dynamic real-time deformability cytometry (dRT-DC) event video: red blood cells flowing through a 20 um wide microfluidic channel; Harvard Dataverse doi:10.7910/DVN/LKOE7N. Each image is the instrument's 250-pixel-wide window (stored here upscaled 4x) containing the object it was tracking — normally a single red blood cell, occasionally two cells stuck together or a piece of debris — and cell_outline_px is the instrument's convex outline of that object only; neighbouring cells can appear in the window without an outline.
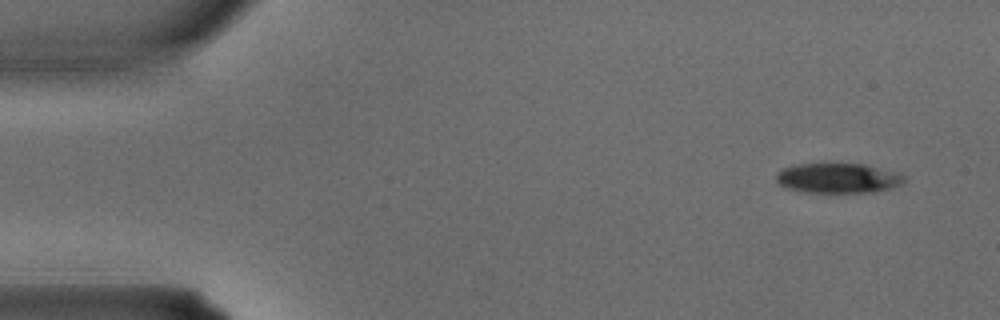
{"species": "common noctule bat (a hibernating species)", "species_latin": "Nyctalus noctula", "temperature_condition": "warm", "stored_images_in_passage": 3, "camera_frame_rate_fps": 3000, "um_per_image_px": 0.085, "animal": {"sex": "male", "body_mass_g": 15.6}, "frame": {"image": 1, "passage_image": 1, "time_ms": 0.0, "image_size_px": [1000, 320], "cell_outline_px": [[904, 184], [892, 188], [872, 192], [808, 192], [784, 188], [776, 180], [776, 172], [784, 168], [796, 164], [864, 164], [896, 172], [904, 176]], "centroid_in_image_um": [71.23, 15.14], "position_along_channel_um": 13.8, "area_um2": 22.25}}
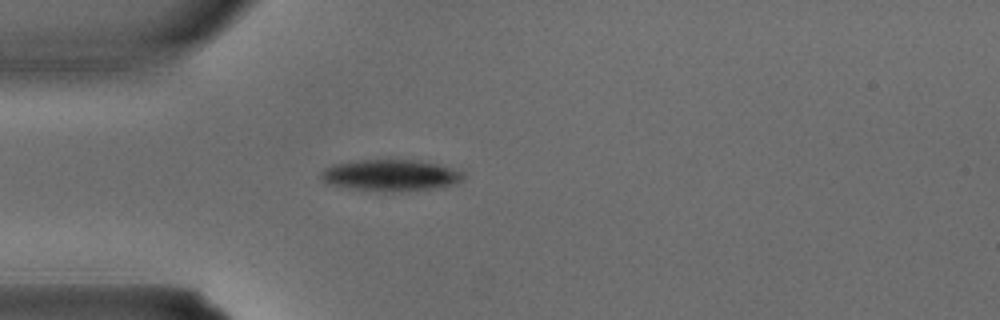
{"frame": {"image": 2, "passage_image": 3, "time_ms": 0.667, "image_size_px": [1000, 320], "cell_outline_px": [[468, 176], [464, 180], [456, 184], [408, 192], [392, 192], [348, 188], [324, 184], [320, 180], [320, 172], [324, 168], [332, 164], [388, 156], [420, 160], [440, 164], [464, 172]], "centroid_in_image_um": [33.21, 14.86], "position_along_channel_um": 51.8, "area_um2": 27.63}}